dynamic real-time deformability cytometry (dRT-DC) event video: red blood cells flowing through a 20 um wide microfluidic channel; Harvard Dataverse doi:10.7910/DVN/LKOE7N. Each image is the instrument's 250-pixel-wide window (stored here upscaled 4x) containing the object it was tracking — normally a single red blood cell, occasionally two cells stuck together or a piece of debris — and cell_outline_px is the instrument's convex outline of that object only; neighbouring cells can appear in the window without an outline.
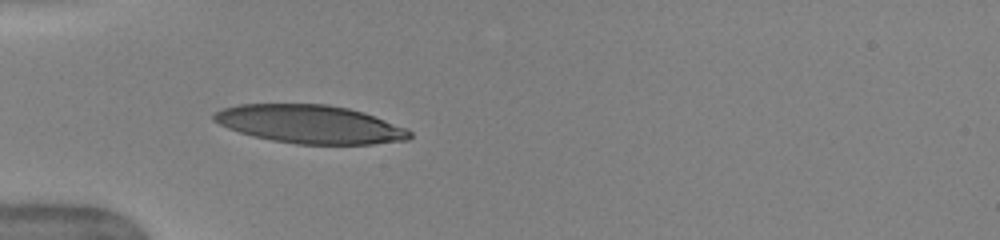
{"species": "human", "species_latin": "Homo sapiens", "temperature_condition": "warm", "stored_images_in_passage": 49, "camera_frame_rate_fps": 3000, "um_per_image_px": 0.085, "donor": {"sex": "female"}, "frame": {"image": 1, "passage_image": 15, "time_ms": 4.667, "image_size_px": [1000, 240], "cell_outline_px": [[412, 136], [408, 140], [372, 144], [296, 144], [272, 140], [252, 136], [228, 128], [212, 120], [212, 116], [216, 112], [224, 108], [240, 104], [328, 104], [348, 108], [364, 112], [408, 128], [412, 132]], "centroid_in_image_um": [26.39, 10.56], "position_along_channel_um": 58.6, "area_um2": 43.81}, "authors_computed_cell_mechanics": {"area_um2": 43.928, "velocity_mm_per_s": 4.0451, "shape_relaxation_time_tau1_ms": 5.3342, "shape_relaxation_time_tau2_ms": 0.9009, "deformation_change_tau1": 0.2267, "deformation_change_tau2": 0.0978}}